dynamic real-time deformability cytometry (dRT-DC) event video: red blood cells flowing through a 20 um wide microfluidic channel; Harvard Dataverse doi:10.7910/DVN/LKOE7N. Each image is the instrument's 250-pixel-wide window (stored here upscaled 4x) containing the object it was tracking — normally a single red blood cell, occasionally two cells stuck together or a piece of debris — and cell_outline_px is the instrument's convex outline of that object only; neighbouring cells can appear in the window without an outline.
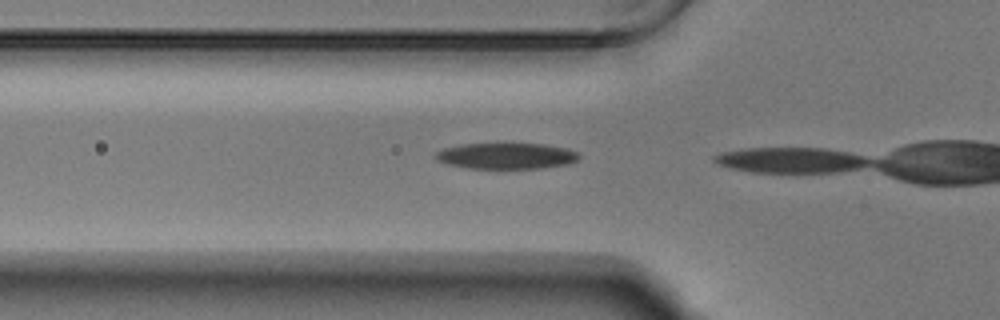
{"species": "Egyptian fruit bat (a non-hibernating species)", "species_latin": "Rousettus aegyptiacus", "temperature_condition": "warm", "stored_images_in_passage": 4, "camera_frame_rate_fps": 3000, "um_per_image_px": 0.085, "animal": {"sex": "male"}, "frame": {"image": 1, "passage_image": 3, "time_ms": 0.667, "image_size_px": [1000, 320], "cell_outline_px": [[580, 156], [576, 160], [568, 164], [540, 168], [468, 168], [448, 164], [436, 160], [432, 156], [436, 152], [444, 148], [460, 144], [544, 144], [568, 148], [580, 152]], "centroid_in_image_um": [43.04, 13.25], "position_along_channel_um": 82.8, "area_um2": 21.79}}